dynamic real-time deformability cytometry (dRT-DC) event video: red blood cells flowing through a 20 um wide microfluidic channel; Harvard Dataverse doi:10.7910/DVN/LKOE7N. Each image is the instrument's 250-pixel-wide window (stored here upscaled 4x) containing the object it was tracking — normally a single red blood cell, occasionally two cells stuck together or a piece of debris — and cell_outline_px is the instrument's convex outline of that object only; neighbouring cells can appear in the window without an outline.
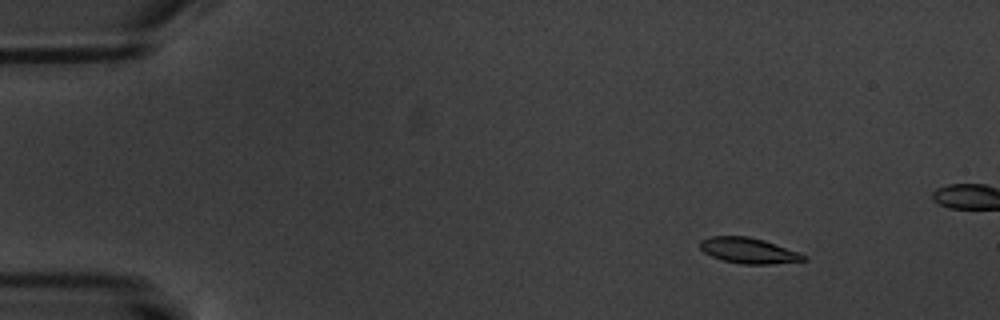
{"species": "common noctule bat (a hibernating species)", "species_latin": "Nyctalus noctula", "temperature_condition": "warm", "stored_images_in_passage": 7, "camera_frame_rate_fps": 3000, "um_per_image_px": 0.085, "animal": {"sex": "male", "body_mass_g": 20.1, "forearm_length_mm": 53.5}, "frame": {"image": 1, "passage_image": 3, "time_ms": 2.333, "image_size_px": [1000, 320], "cell_outline_px": [[808, 260], [772, 264], [740, 264], [724, 260], [712, 256], [704, 252], [700, 248], [700, 240], [708, 236], [748, 236], [764, 240], [808, 256]], "centroid_in_image_um": [63.62, 21.3], "position_along_channel_um": 21.4, "area_um2": 15.43}}